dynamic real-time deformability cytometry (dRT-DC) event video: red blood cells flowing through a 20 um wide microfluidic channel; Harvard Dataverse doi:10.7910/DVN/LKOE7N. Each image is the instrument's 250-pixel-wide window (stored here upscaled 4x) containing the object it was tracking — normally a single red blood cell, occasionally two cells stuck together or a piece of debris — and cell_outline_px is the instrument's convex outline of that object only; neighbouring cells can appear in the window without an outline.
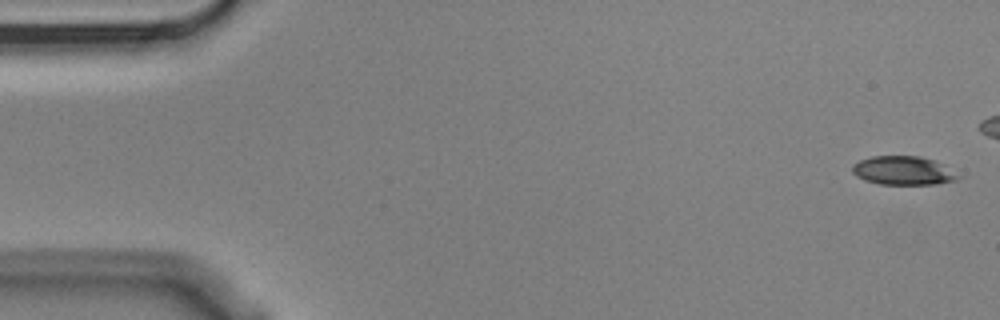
{"species": "Egyptian fruit bat (a non-hibernating species)", "species_latin": "Rousettus aegyptiacus", "temperature_condition": "cold", "stored_images_in_passage": 4, "camera_frame_rate_fps": 3000, "um_per_image_px": 0.085, "animal": {"sex": "male"}, "frame": {"image": 1, "passage_image": 1, "time_ms": 0.0, "image_size_px": [1000, 320], "cell_outline_px": [[960, 176], [956, 180], [936, 184], [880, 184], [864, 180], [856, 176], [852, 172], [852, 164], [860, 160], [872, 156], [920, 156], [932, 160]], "centroid_in_image_um": [76.69, 14.5], "position_along_channel_um": 8.3, "area_um2": 17.4}}